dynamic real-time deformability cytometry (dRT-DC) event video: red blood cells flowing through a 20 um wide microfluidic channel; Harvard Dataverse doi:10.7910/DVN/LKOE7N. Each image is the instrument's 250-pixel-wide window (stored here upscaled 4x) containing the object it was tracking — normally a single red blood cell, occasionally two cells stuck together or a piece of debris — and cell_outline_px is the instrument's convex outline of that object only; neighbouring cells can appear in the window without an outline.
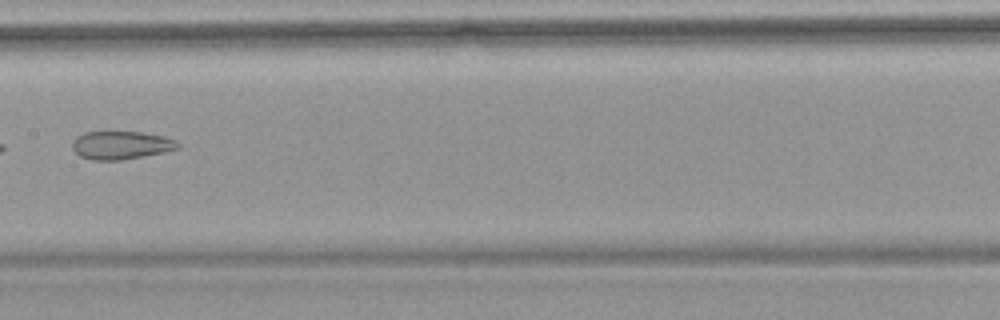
{"species": "common noctule bat (a hibernating species)", "species_latin": "Nyctalus noctula", "temperature_condition": "warm", "stored_images_in_passage": 6, "camera_frame_rate_fps": 3000, "um_per_image_px": 0.085, "animal": {"sex": "female", "body_mass_g": 18.4}, "frame": {"image": 1, "passage_image": 6, "time_ms": 6.0, "image_size_px": [1000, 320], "cell_outline_px": [[180, 148], [164, 152], [144, 156], [120, 160], [92, 160], [80, 156], [72, 148], [72, 140], [76, 136], [84, 132], [140, 132], [164, 136], [176, 140], [180, 144]], "centroid_in_image_um": [10.29, 12.34], "position_along_channel_um": 197.1, "area_um2": 17.4}}